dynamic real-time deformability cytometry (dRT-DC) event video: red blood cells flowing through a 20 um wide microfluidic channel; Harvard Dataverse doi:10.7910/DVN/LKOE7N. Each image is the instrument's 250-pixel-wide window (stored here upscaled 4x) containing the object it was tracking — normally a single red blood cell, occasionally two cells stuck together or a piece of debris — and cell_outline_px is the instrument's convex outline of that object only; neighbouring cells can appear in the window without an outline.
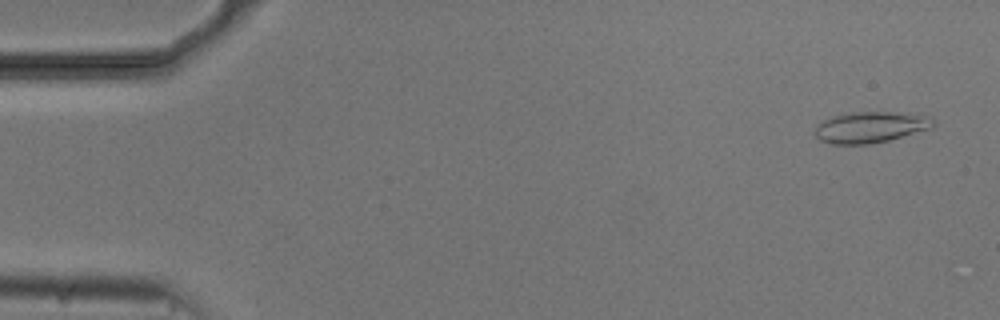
{"species": "common noctule bat (a hibernating species)", "species_latin": "Nyctalus noctula", "temperature_condition": "cold", "stored_images_in_passage": 33, "camera_frame_rate_fps": 3000, "um_per_image_px": 0.085, "animal": {"sex": "male", "body_mass_g": 20.5, "forearm_length_mm": 52.5}, "frame": {"image": 1, "passage_image": 3, "time_ms": 0.667, "image_size_px": [1000, 320], "cell_outline_px": [[936, 124], [932, 128], [888, 140], [868, 144], [832, 144], [820, 140], [816, 136], [816, 124], [832, 116], [856, 112], [896, 112], [924, 116], [936, 120]], "centroid_in_image_um": [73.99, 10.81], "position_along_channel_um": 11.0, "area_um2": 21.21}}
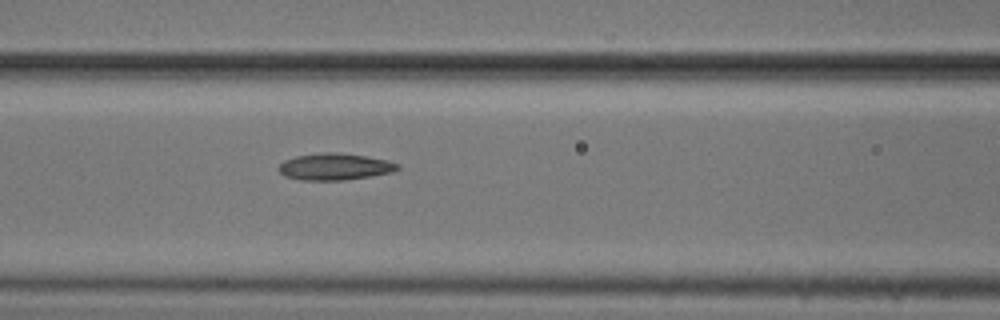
{"frame": {"image": 2, "passage_image": 23, "time_ms": 7.333, "image_size_px": [1000, 320], "cell_outline_px": [[400, 168], [392, 172], [372, 176], [344, 180], [300, 180], [284, 176], [276, 168], [284, 160], [296, 156], [320, 152], [336, 152], [364, 156], [388, 160], [400, 164]], "centroid_in_image_um": [28.44, 14.17], "position_along_channel_um": 138.2, "area_um2": 18.67}}
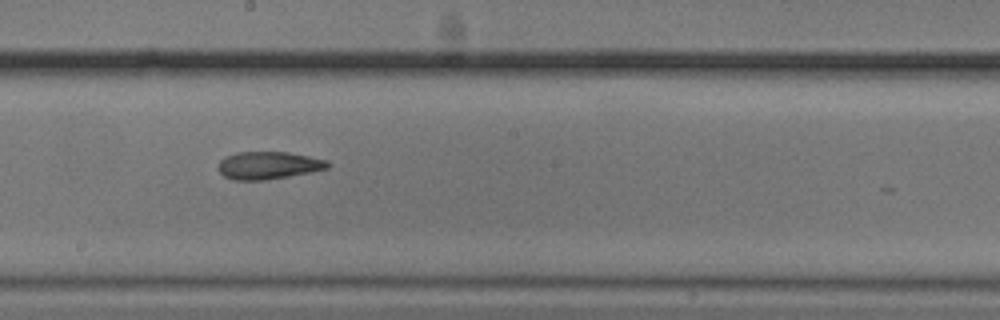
{"frame": {"image": 3, "passage_image": 30, "time_ms": 9.667, "image_size_px": [1000, 320], "cell_outline_px": [[332, 164], [328, 168], [288, 176], [264, 180], [232, 180], [224, 176], [216, 168], [220, 160], [224, 156], [236, 152], [288, 152], [328, 160]], "centroid_in_image_um": [22.78, 14.05], "position_along_channel_um": 225.4, "area_um2": 17.69}}